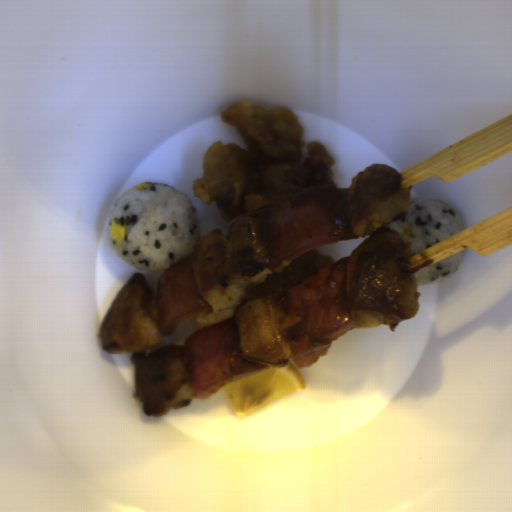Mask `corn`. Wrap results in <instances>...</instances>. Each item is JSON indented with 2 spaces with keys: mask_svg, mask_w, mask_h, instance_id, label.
Here are the masks:
<instances>
[{
  "mask_svg": "<svg viewBox=\"0 0 512 512\" xmlns=\"http://www.w3.org/2000/svg\"><path fill=\"white\" fill-rule=\"evenodd\" d=\"M126 230L124 225L120 224L119 222L112 221L111 223V229H110V237L112 240L122 242L125 239Z\"/></svg>",
  "mask_w": 512,
  "mask_h": 512,
  "instance_id": "51d56268",
  "label": "corn"
},
{
  "mask_svg": "<svg viewBox=\"0 0 512 512\" xmlns=\"http://www.w3.org/2000/svg\"><path fill=\"white\" fill-rule=\"evenodd\" d=\"M149 188H151V185H150V184H148V183H144V182H143V183H140V184H138V185H135V189H136V190H139V191H140L141 189H149Z\"/></svg>",
  "mask_w": 512,
  "mask_h": 512,
  "instance_id": "f1292c28",
  "label": "corn"
}]
</instances>
